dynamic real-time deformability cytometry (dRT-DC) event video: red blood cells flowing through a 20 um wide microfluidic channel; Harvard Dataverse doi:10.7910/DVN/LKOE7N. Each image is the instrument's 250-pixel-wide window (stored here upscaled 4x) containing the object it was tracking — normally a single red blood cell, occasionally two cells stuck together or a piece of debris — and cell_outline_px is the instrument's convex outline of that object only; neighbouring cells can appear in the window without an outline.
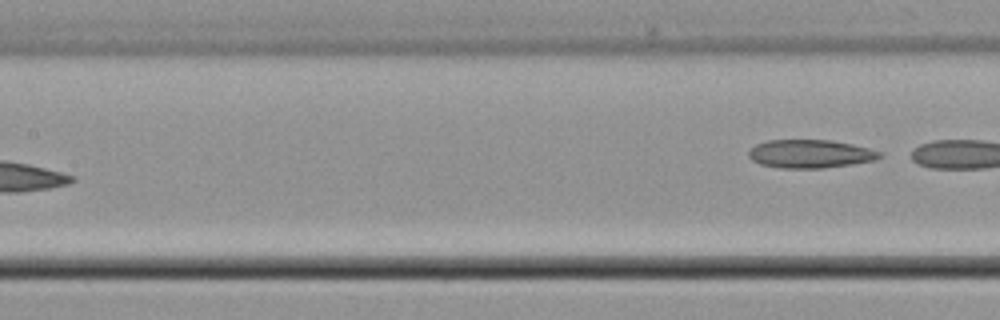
{"species": "common noctule bat (a hibernating species)", "species_latin": "Nyctalus noctula", "temperature_condition": "cold", "stored_images_in_passage": 8, "segment_of_instrument_passage": [2, 2], "camera_frame_rate_fps": 3000, "um_per_image_px": 0.085, "animal": {"sex": "male", "body_mass_g": 21.5, "forearm_length_mm": 52.0}, "frame": {"image": 1, "passage_image": 8, "time_ms": 9.667, "image_size_px": [1000, 320], "cell_outline_px": [[884, 156], [872, 160], [852, 164], [824, 168], [780, 168], [760, 164], [752, 160], [748, 156], [748, 152], [756, 144], [768, 140], [832, 140], [852, 144], [884, 152]], "centroid_in_image_um": [68.88, 13.07], "position_along_channel_um": 138.5, "area_um2": 21.68}}